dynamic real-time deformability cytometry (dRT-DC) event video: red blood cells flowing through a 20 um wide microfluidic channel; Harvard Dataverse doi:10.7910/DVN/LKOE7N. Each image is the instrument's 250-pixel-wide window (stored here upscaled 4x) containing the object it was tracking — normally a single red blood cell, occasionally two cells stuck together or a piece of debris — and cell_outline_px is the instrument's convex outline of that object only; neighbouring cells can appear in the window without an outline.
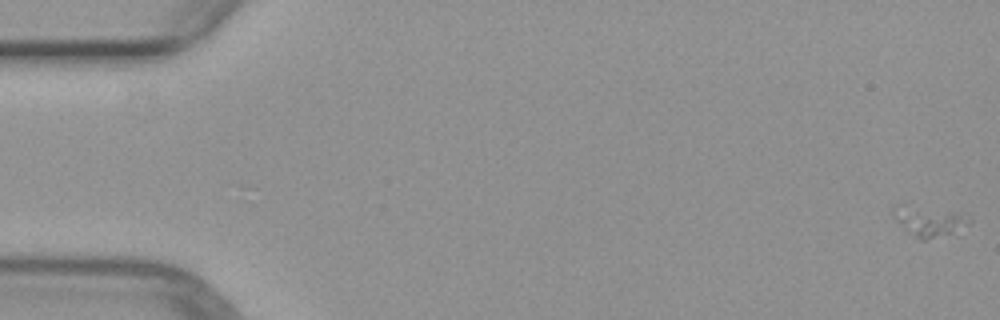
{"species": "common noctule bat (a hibernating species)", "species_latin": "Nyctalus noctula", "temperature_condition": "warm", "stored_images_in_passage": 7, "camera_frame_rate_fps": 3000, "um_per_image_px": 0.085, "animal": {"sex": "female", "body_mass_g": 29.2, "forearm_length_mm": 56.3}, "frame": {"image": 1, "passage_image": 1, "time_ms": 0.0, "image_size_px": [1000, 320], "cell_outline_px": [[972, 220], [968, 224], [952, 232], [924, 240], [920, 240], [896, 220], [892, 216], [892, 208], [896, 204], [968, 212], [972, 216]], "centroid_in_image_um": [79.03, 18.74], "position_along_channel_um": 6.0, "area_um2": 13.29}}
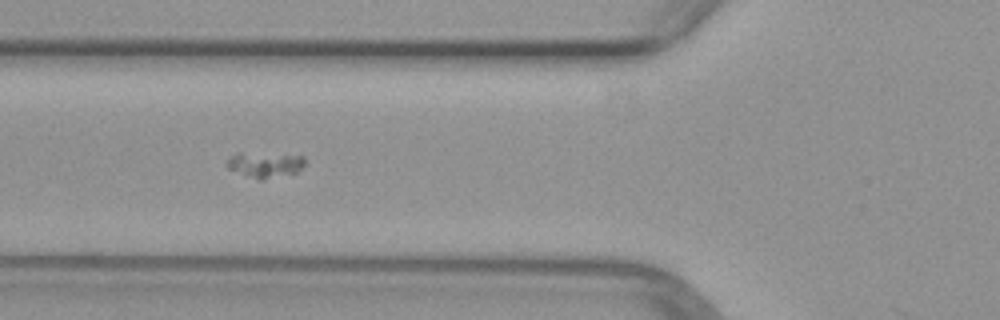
{"frame": {"image": 2, "passage_image": 5, "time_ms": 6.333, "image_size_px": [1000, 320], "cell_outline_px": [[304, 164], [296, 172], [264, 180], [260, 180], [228, 168], [228, 160], [236, 152], [240, 152], [304, 156]], "centroid_in_image_um": [22.53, 13.99], "position_along_channel_um": 103.3, "area_um2": 11.21}}
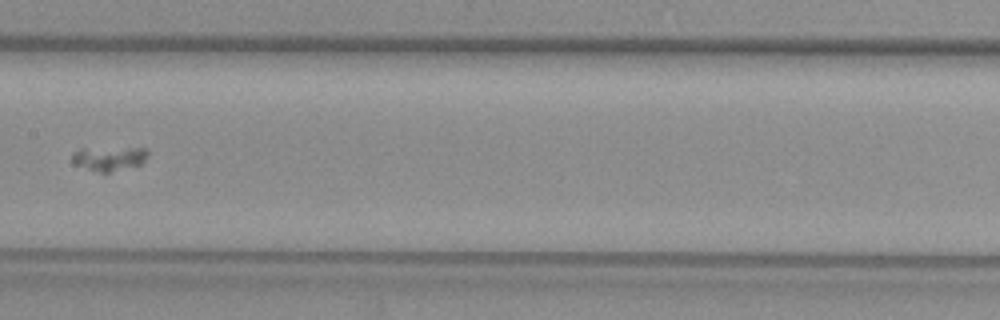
{"frame": {"image": 3, "passage_image": 7, "time_ms": 8.667, "image_size_px": [1000, 320], "cell_outline_px": [[148, 156], [140, 164], [108, 172], [100, 172], [76, 164], [72, 160], [72, 152], [80, 148], [144, 148], [148, 152]], "centroid_in_image_um": [9.26, 13.44], "position_along_channel_um": 198.1, "area_um2": 10.4}}